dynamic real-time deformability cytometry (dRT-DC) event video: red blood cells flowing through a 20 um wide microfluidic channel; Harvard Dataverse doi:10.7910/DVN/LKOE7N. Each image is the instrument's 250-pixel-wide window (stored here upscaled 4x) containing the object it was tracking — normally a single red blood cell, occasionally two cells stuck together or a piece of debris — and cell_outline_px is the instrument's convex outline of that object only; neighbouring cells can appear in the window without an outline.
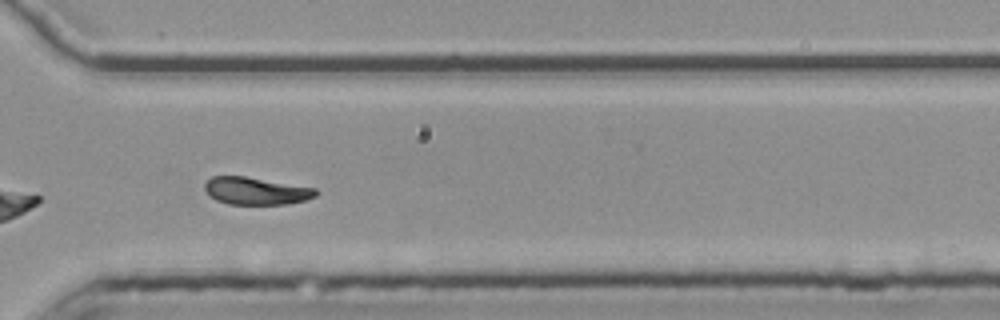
{"species": "common noctule bat (a hibernating species)", "species_latin": "Nyctalus noctula", "temperature_condition": "room temperature", "stored_images_in_passage": 28, "camera_frame_rate_fps": 3000, "um_per_image_px": 0.085, "animal": {"sex": "female", "body_mass_g": 25.1}, "frame": {"image": 1, "passage_image": 24, "time_ms": 7.667, "image_size_px": [1000, 320], "cell_outline_px": [[320, 192], [316, 196], [304, 200], [288, 204], [228, 204], [216, 200], [208, 196], [204, 188], [204, 184], [212, 176], [244, 176], [316, 188]], "centroid_in_image_um": [21.75, 16.23], "position_along_channel_um": 348.9, "area_um2": 17.8}, "authors_computed_cell_mechanics": {"area_um2": 18.1781, "velocity_mm_per_s": 3.7472, "shape_relaxation_time_tau1_ms": 10.2748, "shape_relaxation_time_tau2_ms": 4.2346, "deformation_change_tau1": 0.2628, "deformation_change_tau2": 0.1042}}